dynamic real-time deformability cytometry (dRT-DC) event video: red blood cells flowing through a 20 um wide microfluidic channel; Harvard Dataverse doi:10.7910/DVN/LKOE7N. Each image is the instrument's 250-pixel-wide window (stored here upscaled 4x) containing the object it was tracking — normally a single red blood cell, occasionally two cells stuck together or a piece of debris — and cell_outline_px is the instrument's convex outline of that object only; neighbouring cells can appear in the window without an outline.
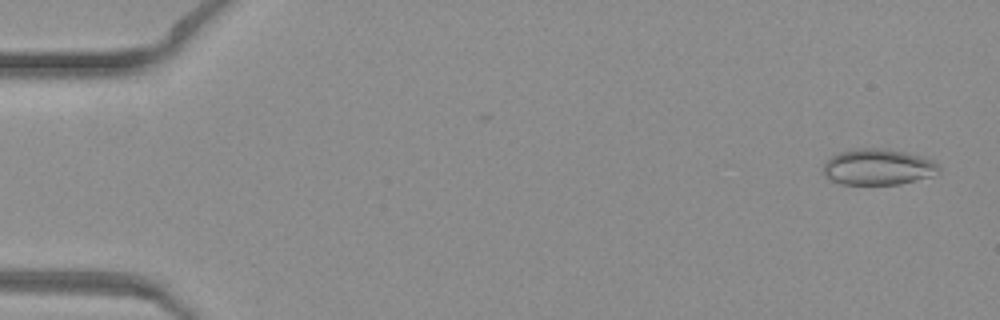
{"species": "common noctule bat (a hibernating species)", "species_latin": "Nyctalus noctula", "temperature_condition": "warm", "stored_images_in_passage": 48, "camera_frame_rate_fps": 3000, "um_per_image_px": 0.085, "animal": {"sex": "female", "body_mass_g": 19.3, "forearm_length_mm": 54.1}, "frame": {"image": 1, "passage_image": 2, "time_ms": 0.333, "image_size_px": [1000, 320], "cell_outline_px": [[940, 172], [932, 176], [900, 184], [840, 184], [832, 180], [824, 172], [824, 164], [832, 156], [840, 152], [856, 148], [876, 148], [904, 152], [920, 156], [932, 160], [940, 168]], "centroid_in_image_um": [74.65, 14.2], "position_along_channel_um": 10.3, "area_um2": 23.93}}
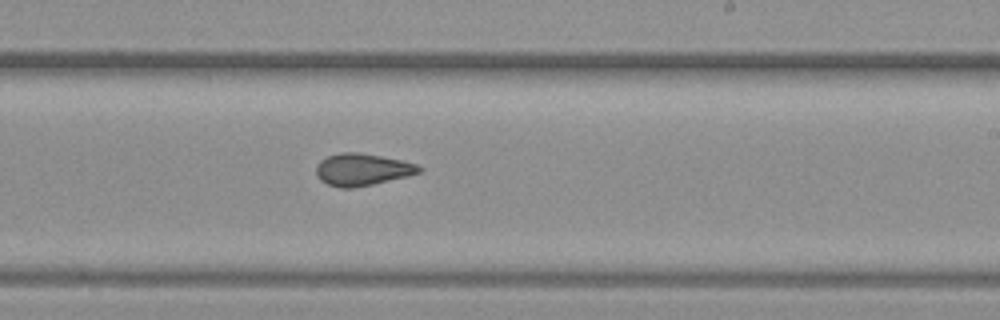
{"frame": {"image": 2, "passage_image": 29, "time_ms": 9.333, "image_size_px": [1000, 320], "cell_outline_px": [[424, 168], [420, 172], [408, 176], [372, 184], [352, 188], [340, 188], [328, 184], [320, 180], [316, 176], [316, 164], [320, 160], [328, 156], [340, 152], [360, 152], [400, 160], [416, 164]], "centroid_in_image_um": [30.76, 14.41], "position_along_channel_um": 258.2, "area_um2": 19.25}}
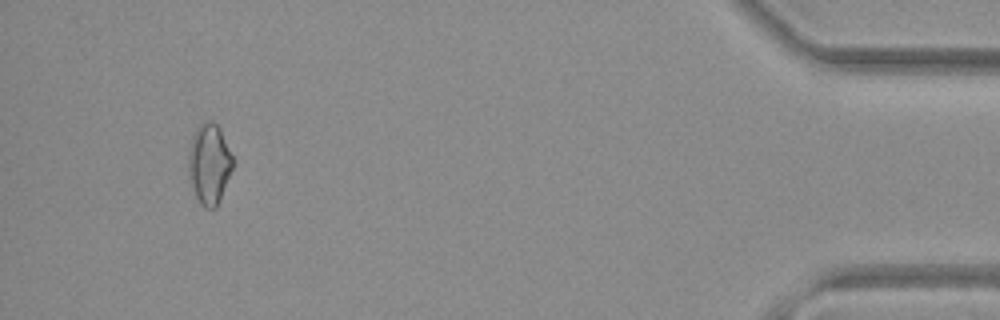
{"frame": {"image": 3, "passage_image": 45, "time_ms": 14.667, "image_size_px": [1000, 320], "cell_outline_px": [[236, 164], [220, 200], [216, 208], [204, 208], [200, 204], [192, 188], [188, 176], [188, 152], [192, 136], [196, 128], [200, 124], [208, 120], [212, 120], [220, 128], [236, 160]], "centroid_in_image_um": [17.82, 13.93], "position_along_channel_um": 417.4, "area_um2": 21.56}}